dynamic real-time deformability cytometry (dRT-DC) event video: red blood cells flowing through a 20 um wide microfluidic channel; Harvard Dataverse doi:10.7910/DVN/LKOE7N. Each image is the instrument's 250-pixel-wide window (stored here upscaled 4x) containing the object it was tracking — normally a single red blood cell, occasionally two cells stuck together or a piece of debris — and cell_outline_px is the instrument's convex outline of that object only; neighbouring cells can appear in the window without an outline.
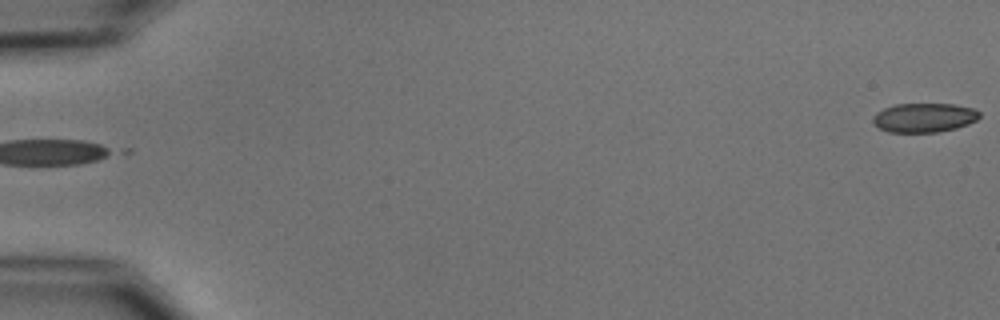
{"species": "common noctule bat (a hibernating species)", "species_latin": "Nyctalus noctula", "temperature_condition": "cold", "stored_images_in_passage": 3, "segment_of_instrument_passage": [2, 2], "camera_frame_rate_fps": 3000, "um_per_image_px": 0.085, "animal": {"sex": "male", "body_mass_g": 15.6}, "frame": {"image": 1, "passage_image": 3, "time_ms": 2.667, "image_size_px": [1000, 320], "cell_outline_px": [[980, 116], [976, 120], [968, 124], [956, 128], [936, 132], [888, 132], [872, 124], [872, 116], [876, 112], [884, 108], [896, 104], [956, 104], [972, 108], [980, 112]], "centroid_in_image_um": [78.52, 10.0], "position_along_channel_um": 6.5, "area_um2": 18.21}}